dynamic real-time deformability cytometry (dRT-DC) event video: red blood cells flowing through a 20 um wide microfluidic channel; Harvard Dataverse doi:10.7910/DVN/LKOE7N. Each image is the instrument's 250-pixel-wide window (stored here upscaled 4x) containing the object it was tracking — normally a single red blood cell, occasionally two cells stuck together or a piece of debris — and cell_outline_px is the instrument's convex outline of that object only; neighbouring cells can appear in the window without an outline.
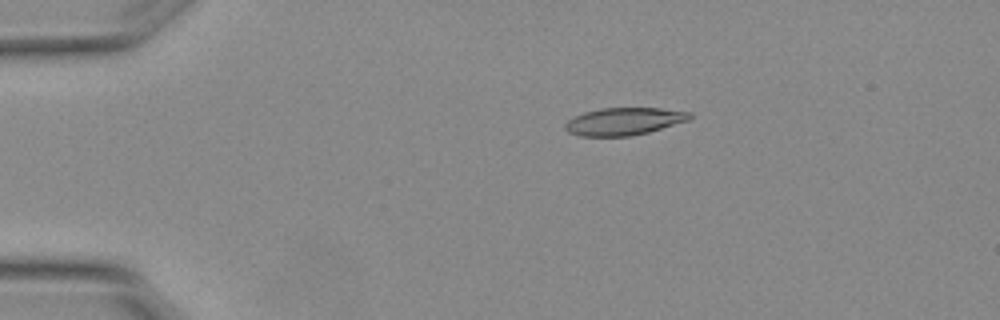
{"species": "Egyptian fruit bat (a non-hibernating species)", "species_latin": "Rousettus aegyptiacus", "temperature_condition": "warm", "stored_images_in_passage": 4, "camera_frame_rate_fps": 3000, "um_per_image_px": 0.085, "animal": {"sex": "female"}, "frame": {"image": 1, "passage_image": 2, "time_ms": 0.333, "image_size_px": [1000, 320], "cell_outline_px": [[692, 116], [688, 120], [648, 132], [632, 136], [580, 136], [568, 132], [564, 128], [564, 124], [568, 120], [584, 112], [600, 108], [660, 108], [692, 112]], "centroid_in_image_um": [53.02, 10.31], "position_along_channel_um": 32.0, "area_um2": 19.88}}
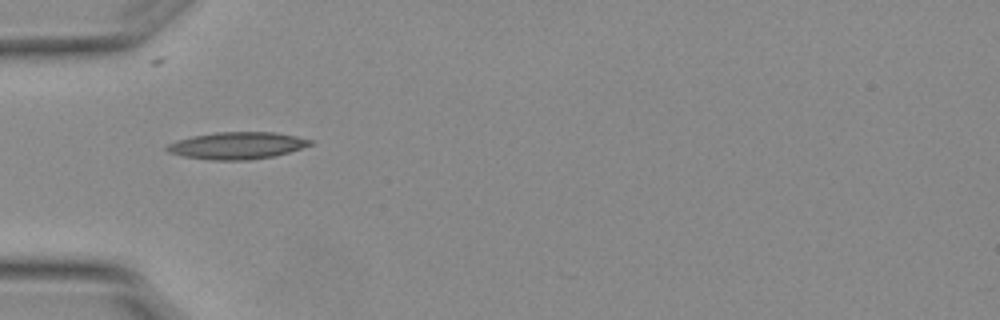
{"frame": {"image": 2, "passage_image": 4, "time_ms": 1.0, "image_size_px": [1000, 320], "cell_outline_px": [[316, 140], [312, 144], [276, 156], [248, 160], [212, 160], [184, 156], [168, 152], [164, 148], [168, 144], [176, 140], [192, 136], [216, 132], [276, 132]], "centroid_in_image_um": [20.16, 12.37], "position_along_channel_um": 64.8, "area_um2": 22.66}}